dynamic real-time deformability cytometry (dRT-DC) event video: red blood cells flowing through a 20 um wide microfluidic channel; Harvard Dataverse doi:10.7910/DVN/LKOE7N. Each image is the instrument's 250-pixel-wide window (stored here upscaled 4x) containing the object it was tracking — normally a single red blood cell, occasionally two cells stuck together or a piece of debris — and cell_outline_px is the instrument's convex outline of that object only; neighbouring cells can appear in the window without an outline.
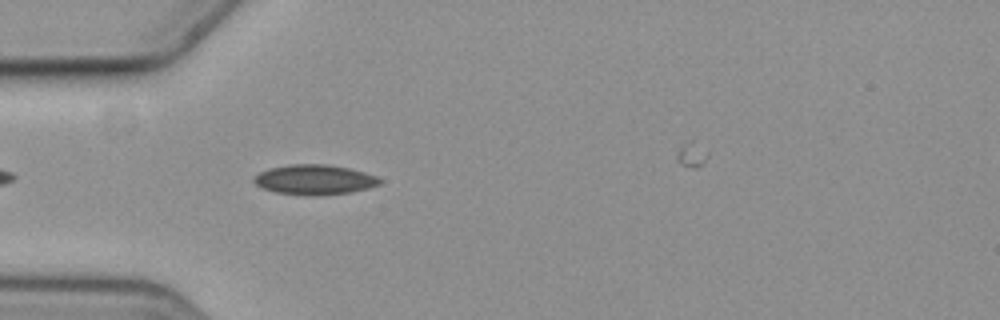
{"species": "common noctule bat (a hibernating species)", "species_latin": "Nyctalus noctula", "temperature_condition": "cold", "stored_images_in_passage": 38, "camera_frame_rate_fps": 3000, "um_per_image_px": 0.085, "animal": {"sex": "female", "body_mass_g": 19.3, "forearm_length_mm": 54.1}, "frame": {"image": 1, "passage_image": 4, "time_ms": 1.0, "image_size_px": [1000, 320], "cell_outline_px": [[380, 184], [368, 188], [352, 192], [316, 196], [308, 196], [276, 192], [264, 188], [256, 184], [252, 180], [252, 176], [268, 168], [288, 164], [328, 164], [348, 168], [364, 172], [376, 176], [380, 180]], "centroid_in_image_um": [26.7, 15.27], "position_along_channel_um": 58.3, "area_um2": 22.08}}
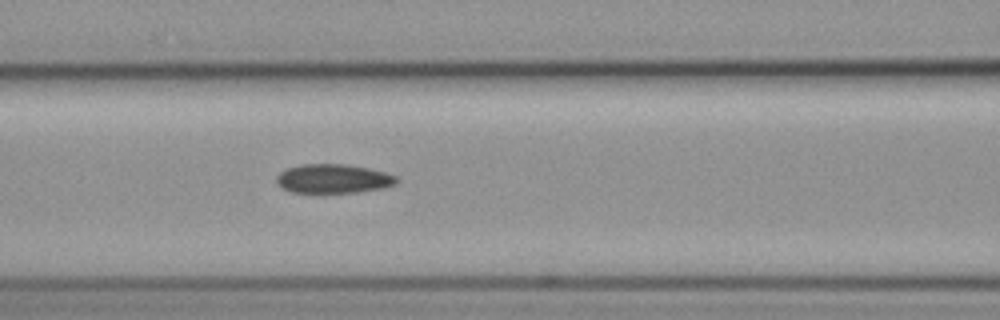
{"frame": {"image": 2, "passage_image": 11, "time_ms": 3.333, "image_size_px": [1000, 320], "cell_outline_px": [[400, 180], [396, 184], [384, 188], [356, 192], [320, 196], [292, 192], [280, 188], [276, 180], [276, 176], [280, 172], [288, 168], [304, 164], [348, 164], [368, 168], [384, 172], [396, 176]], "centroid_in_image_um": [28.3, 15.24], "position_along_channel_um": 138.3, "area_um2": 21.27}}
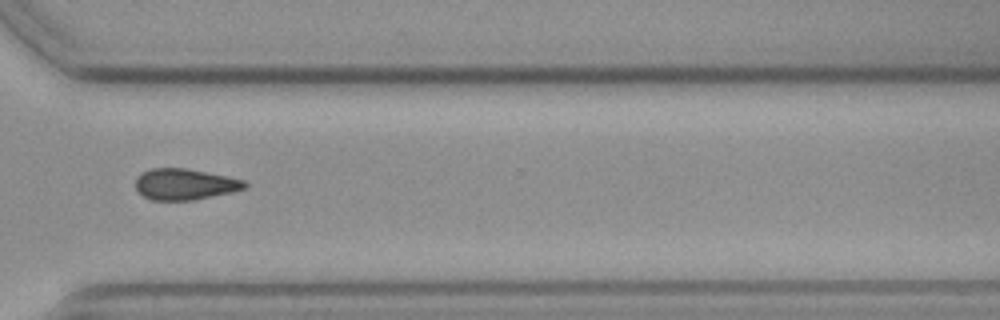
{"frame": {"image": 3, "passage_image": 29, "time_ms": 9.333, "image_size_px": [1000, 320], "cell_outline_px": [[248, 184], [244, 188], [232, 192], [192, 200], [152, 200], [144, 196], [136, 188], [136, 176], [152, 168], [184, 168], [228, 176], [244, 180]], "centroid_in_image_um": [15.71, 15.66], "position_along_channel_um": 354.9, "area_um2": 19.59}}